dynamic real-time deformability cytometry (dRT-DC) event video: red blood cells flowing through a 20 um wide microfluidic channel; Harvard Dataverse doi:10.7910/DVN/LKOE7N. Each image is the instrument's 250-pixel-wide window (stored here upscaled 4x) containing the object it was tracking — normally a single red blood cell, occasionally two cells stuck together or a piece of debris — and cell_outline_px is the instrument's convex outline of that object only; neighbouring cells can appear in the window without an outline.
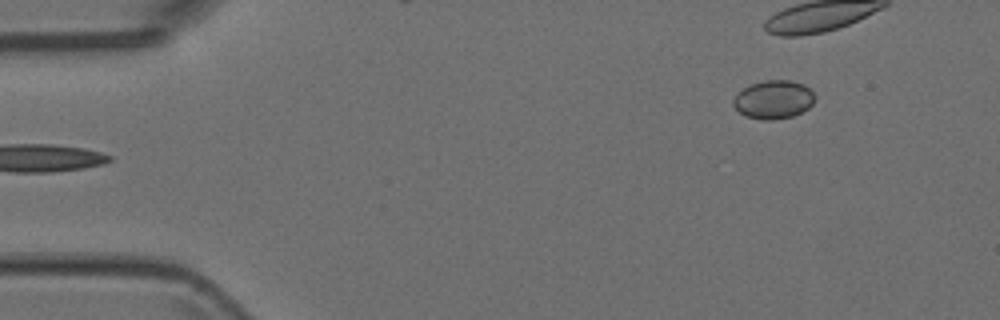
{"species": "Egyptian fruit bat (a non-hibernating species)", "species_latin": "Rousettus aegyptiacus", "temperature_condition": "room temperature", "stored_images_in_passage": 4, "segment_of_instrument_passage": [2, 2], "camera_frame_rate_fps": 3000, "um_per_image_px": 0.085, "animal": {"sex": "female"}, "frame": {"image": 1, "passage_image": 4, "time_ms": 1.0, "image_size_px": [1000, 320], "cell_outline_px": [[816, 96], [812, 104], [808, 108], [792, 116], [772, 120], [764, 120], [744, 116], [732, 104], [732, 100], [744, 88], [752, 84], [764, 80], [788, 80], [804, 84]], "centroid_in_image_um": [65.75, 8.46], "position_along_channel_um": 19.2, "area_um2": 18.09}}